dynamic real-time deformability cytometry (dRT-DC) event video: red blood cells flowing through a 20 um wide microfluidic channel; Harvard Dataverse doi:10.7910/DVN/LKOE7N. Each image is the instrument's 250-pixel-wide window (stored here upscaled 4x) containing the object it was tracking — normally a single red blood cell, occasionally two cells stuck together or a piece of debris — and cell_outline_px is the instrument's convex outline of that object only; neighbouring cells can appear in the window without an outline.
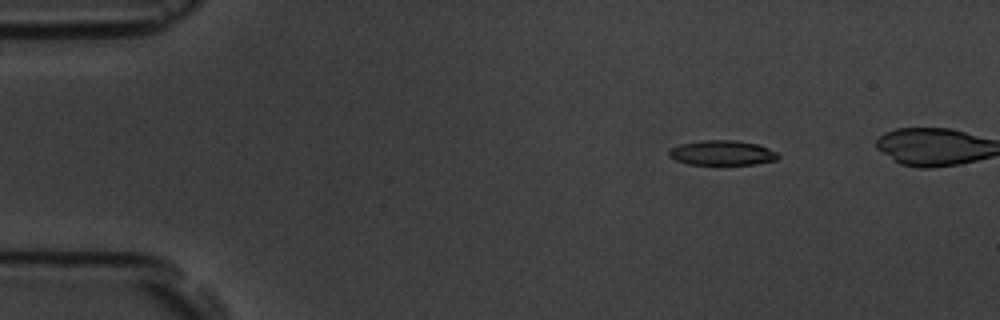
{"species": "common noctule bat (a hibernating species)", "species_latin": "Nyctalus noctula", "temperature_condition": "room temperature", "stored_images_in_passage": 12, "camera_frame_rate_fps": 3000, "um_per_image_px": 0.085, "animal": {"sex": "male", "body_mass_g": 19.5, "forearm_length_mm": 54.6}, "frame": {"image": 1, "passage_image": 3, "time_ms": 2.667, "image_size_px": [1000, 320], "cell_outline_px": [[780, 156], [776, 160], [756, 164], [688, 164], [676, 160], [668, 156], [668, 152], [672, 148], [680, 144], [700, 140], [736, 140], [756, 144], [768, 148], [776, 152]], "centroid_in_image_um": [61.37, 12.99], "position_along_channel_um": 23.6, "area_um2": 15.72}}
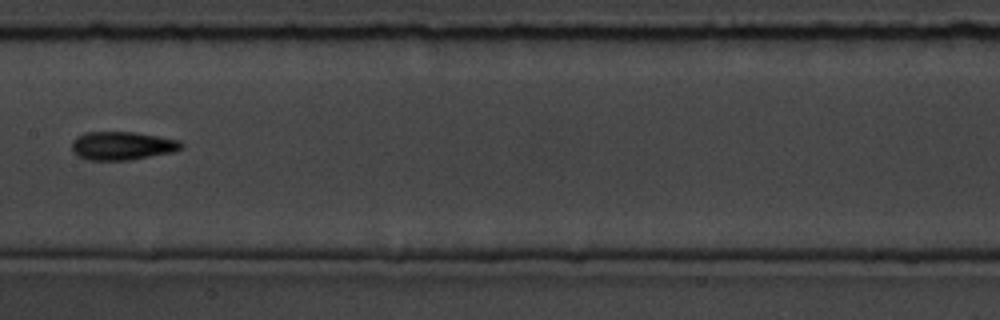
{"frame": {"image": 2, "passage_image": 9, "time_ms": 9.667, "image_size_px": [1000, 320], "cell_outline_px": [[184, 144], [180, 148], [172, 152], [128, 160], [88, 160], [72, 152], [72, 140], [76, 136], [84, 132], [136, 132], [180, 140]], "centroid_in_image_um": [10.36, 12.38], "position_along_channel_um": 197.0, "area_um2": 18.09}}
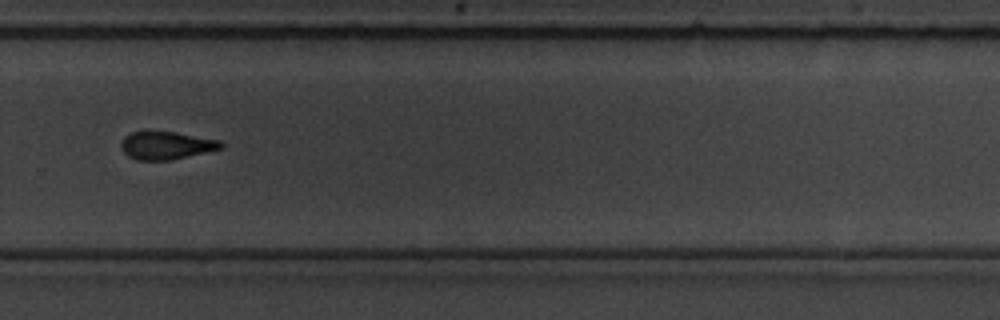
{"frame": {"image": 3, "passage_image": 12, "time_ms": 13.0, "image_size_px": [1000, 320], "cell_outline_px": [[224, 148], [172, 160], [136, 160], [128, 156], [120, 148], [120, 144], [124, 136], [132, 132], [144, 128], [176, 132], [220, 140], [224, 144]], "centroid_in_image_um": [14.1, 12.32], "position_along_channel_um": 315.7, "area_um2": 16.94}}